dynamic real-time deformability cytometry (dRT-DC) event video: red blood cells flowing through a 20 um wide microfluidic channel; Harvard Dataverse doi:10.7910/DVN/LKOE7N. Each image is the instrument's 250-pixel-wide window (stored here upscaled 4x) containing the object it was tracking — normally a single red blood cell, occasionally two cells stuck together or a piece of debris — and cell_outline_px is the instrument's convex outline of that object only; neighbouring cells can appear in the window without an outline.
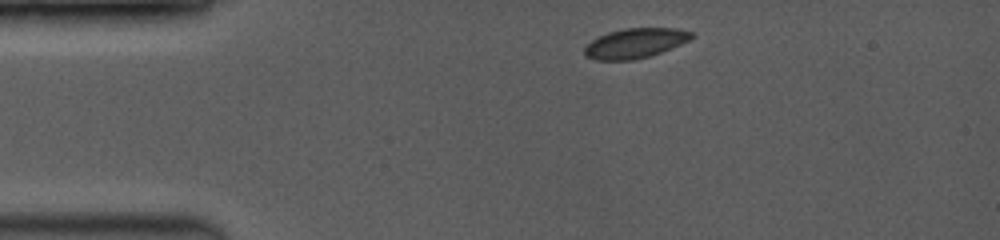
{"species": "common noctule bat (a hibernating species)", "species_latin": "Nyctalus noctula", "temperature_condition": "room temperature", "stored_images_in_passage": 4, "camera_frame_rate_fps": 3500, "um_per_image_px": 0.085, "animal": {"sex": "female", "body_mass_g": 19.0, "forearm_length_mm": 53.3}, "frame": {"image": 1, "passage_image": 1, "time_ms": 0.0, "image_size_px": [1000, 240], "cell_outline_px": [[696, 36], [680, 44], [652, 56], [632, 60], [596, 60], [584, 56], [584, 48], [592, 40], [608, 32], [628, 28], [676, 28], [692, 32]], "centroid_in_image_um": [53.99, 3.68], "position_along_channel_um": 31.0, "area_um2": 18.55}}
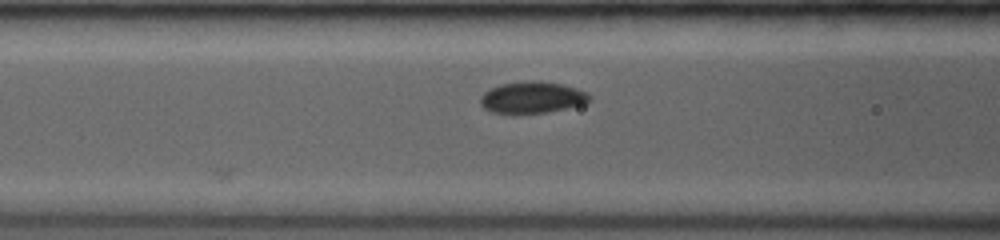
{"frame": {"image": 2, "passage_image": 4, "time_ms": 3.429, "image_size_px": [1000, 240], "cell_outline_px": [[592, 100], [568, 108], [544, 112], [516, 116], [512, 116], [492, 112], [484, 108], [480, 104], [480, 96], [484, 92], [500, 84], [528, 80], [536, 80], [564, 84], [588, 92], [592, 96]], "centroid_in_image_um": [45.21, 8.3], "position_along_channel_um": 121.4, "area_um2": 20.75}}